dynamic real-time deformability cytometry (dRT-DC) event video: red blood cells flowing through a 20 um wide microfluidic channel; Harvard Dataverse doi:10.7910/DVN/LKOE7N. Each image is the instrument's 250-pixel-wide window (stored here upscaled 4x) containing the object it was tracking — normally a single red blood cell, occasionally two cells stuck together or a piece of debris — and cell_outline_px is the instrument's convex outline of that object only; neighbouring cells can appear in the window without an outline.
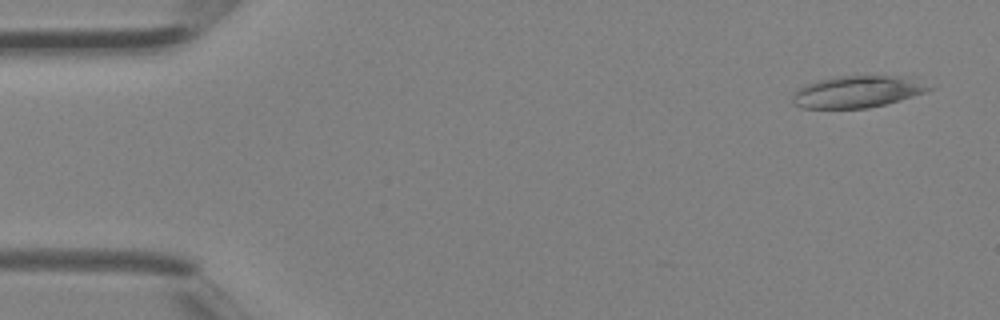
{"species": "Egyptian fruit bat (a non-hibernating species)", "species_latin": "Rousettus aegyptiacus", "temperature_condition": "room temperature", "stored_images_in_passage": 5, "camera_frame_rate_fps": 3000, "um_per_image_px": 0.085, "animal": {"sex": "female"}, "frame": {"image": 1, "passage_image": 1, "time_ms": 0.0, "image_size_px": [1000, 320], "cell_outline_px": [[936, 88], [900, 100], [868, 108], [804, 108], [792, 104], [792, 92], [804, 84], [816, 80], [832, 76], [912, 76]], "centroid_in_image_um": [72.86, 7.78], "position_along_channel_um": 12.1, "area_um2": 25.72}}
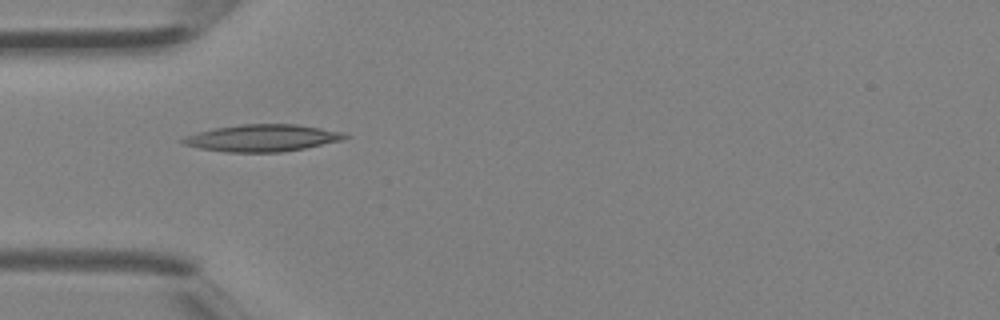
{"frame": {"image": 2, "passage_image": 4, "time_ms": 1.0, "image_size_px": [1000, 320], "cell_outline_px": [[352, 136], [344, 140], [304, 148], [280, 152], [224, 152], [200, 148], [184, 144], [180, 140], [196, 132], [216, 128], [240, 124], [296, 124], [344, 132]], "centroid_in_image_um": [22.35, 11.73], "position_along_channel_um": 62.7, "area_um2": 25.43}}
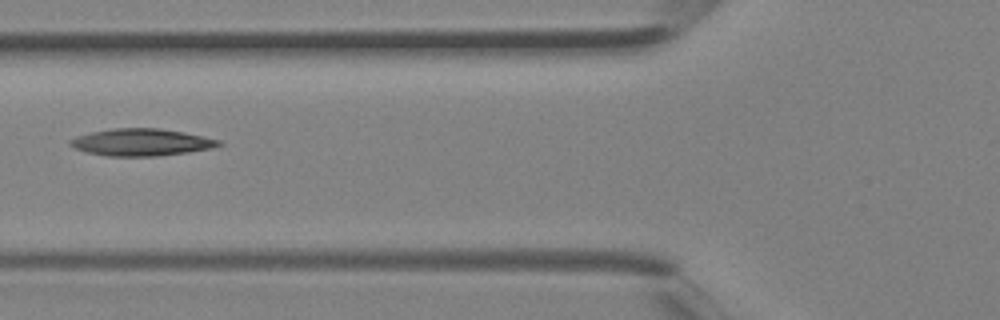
{"frame": {"image": 3, "passage_image": 5, "time_ms": 1.333, "image_size_px": [1000, 320], "cell_outline_px": [[224, 144], [212, 148], [188, 152], [160, 156], [108, 156], [88, 152], [76, 148], [68, 144], [68, 140], [76, 136], [92, 132], [112, 128], [160, 128], [184, 132], [220, 140]], "centroid_in_image_um": [12.03, 12.09], "position_along_channel_um": 113.8, "area_um2": 23.47}}